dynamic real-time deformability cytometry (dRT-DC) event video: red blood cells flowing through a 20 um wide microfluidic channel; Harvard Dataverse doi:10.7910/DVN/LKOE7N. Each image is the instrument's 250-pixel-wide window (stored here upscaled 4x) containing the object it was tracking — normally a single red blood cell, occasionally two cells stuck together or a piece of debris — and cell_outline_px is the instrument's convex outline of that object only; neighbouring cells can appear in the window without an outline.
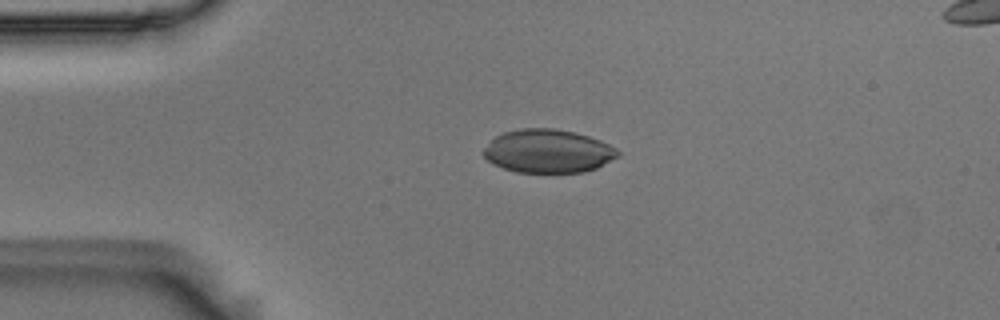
{"species": "Egyptian fruit bat (a non-hibernating species)", "species_latin": "Rousettus aegyptiacus", "temperature_condition": "room temperature", "stored_images_in_passage": 43, "camera_frame_rate_fps": 3000, "um_per_image_px": 0.085, "animal": {"sex": "male"}, "frame": {"image": 1, "passage_image": 1, "time_ms": 0.0, "image_size_px": [1000, 320], "cell_outline_px": [[620, 156], [596, 168], [584, 172], [516, 172], [492, 164], [480, 152], [496, 136], [504, 132], [520, 128], [556, 128], [576, 132], [600, 140], [616, 148], [620, 152]], "centroid_in_image_um": [46.58, 12.84], "position_along_channel_um": 38.4, "area_um2": 34.1}}
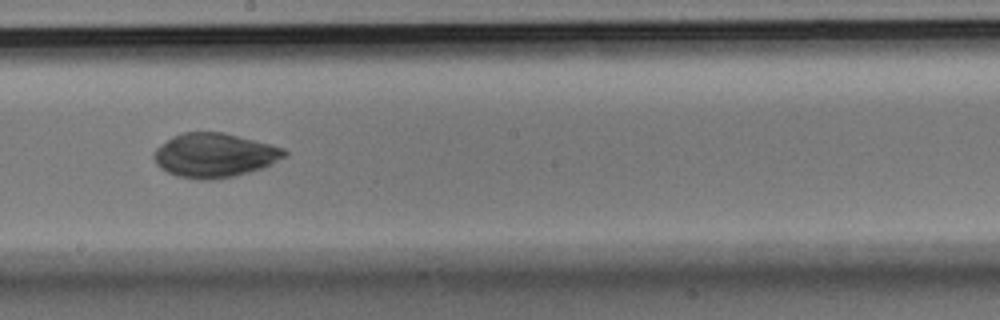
{"frame": {"image": 2, "passage_image": 19, "time_ms": 6.0, "image_size_px": [1000, 320], "cell_outline_px": [[288, 156], [264, 168], [236, 176], [212, 180], [200, 180], [176, 176], [160, 168], [156, 164], [152, 156], [156, 148], [160, 144], [172, 136], [184, 132], [224, 132], [272, 144], [284, 148], [288, 152]], "centroid_in_image_um": [18.25, 13.2], "position_along_channel_um": 229.9, "area_um2": 34.16}}
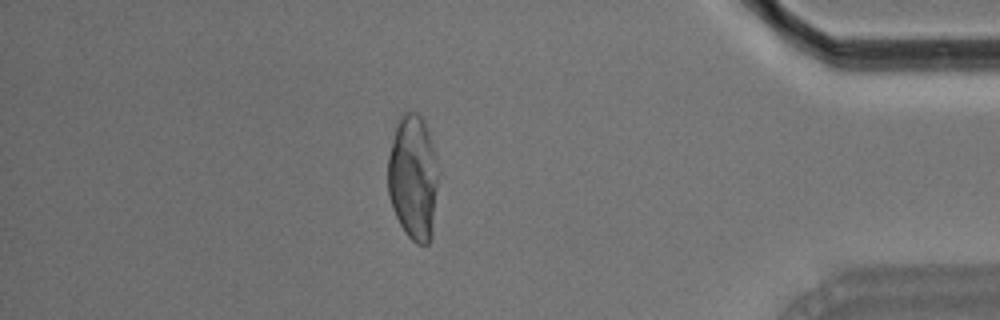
{"frame": {"image": 3, "passage_image": 36, "time_ms": 11.667, "image_size_px": [1000, 320], "cell_outline_px": [[436, 188], [432, 236], [428, 244], [416, 244], [404, 232], [392, 208], [388, 192], [388, 156], [396, 120], [404, 112], [416, 112], [424, 120], [428, 132], [436, 160]], "centroid_in_image_um": [35.08, 15.07], "position_along_channel_um": 400.1, "area_um2": 36.53}}